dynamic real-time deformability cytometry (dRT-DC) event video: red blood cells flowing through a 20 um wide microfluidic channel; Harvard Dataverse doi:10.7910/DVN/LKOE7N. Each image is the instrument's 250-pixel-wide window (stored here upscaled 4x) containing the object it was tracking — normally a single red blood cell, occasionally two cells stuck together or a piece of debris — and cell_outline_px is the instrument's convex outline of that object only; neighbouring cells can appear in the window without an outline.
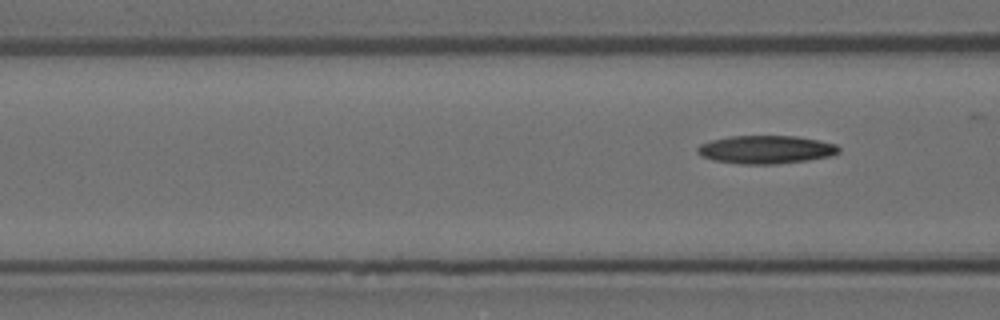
{"species": "Egyptian fruit bat (a non-hibernating species)", "species_latin": "Rousettus aegyptiacus", "temperature_condition": "room temperature", "stored_images_in_passage": 4, "segment_of_instrument_passage": [2, 2], "camera_frame_rate_fps": 3000, "um_per_image_px": 0.085, "animal": {"sex": "female"}, "frame": {"image": 1, "passage_image": 4, "time_ms": 1.0, "image_size_px": [1000, 320], "cell_outline_px": [[840, 152], [828, 156], [808, 160], [776, 164], [740, 164], [712, 160], [700, 156], [696, 152], [696, 148], [700, 144], [712, 140], [732, 136], [796, 136], [836, 144], [840, 148]], "centroid_in_image_um": [65.06, 12.72], "position_along_channel_um": 101.5, "area_um2": 23.18}}